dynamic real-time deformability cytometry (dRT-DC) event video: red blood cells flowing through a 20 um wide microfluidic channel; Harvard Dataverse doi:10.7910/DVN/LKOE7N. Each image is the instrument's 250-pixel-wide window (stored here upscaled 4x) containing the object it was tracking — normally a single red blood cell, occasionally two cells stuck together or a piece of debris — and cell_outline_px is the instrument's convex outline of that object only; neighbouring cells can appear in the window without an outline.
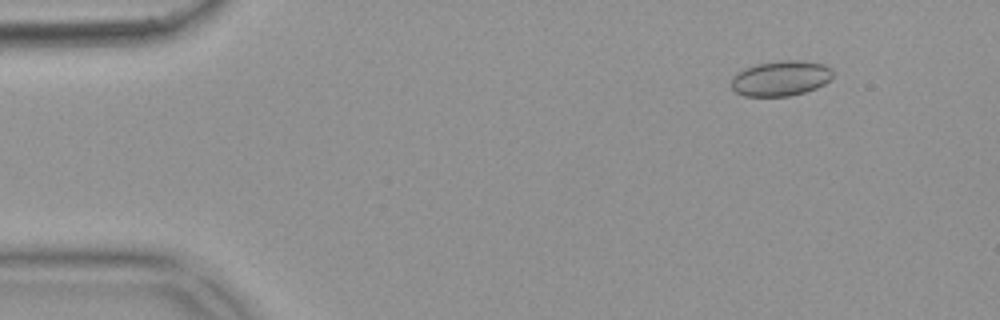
{"species": "common noctule bat (a hibernating species)", "species_latin": "Nyctalus noctula", "temperature_condition": "warm", "stored_images_in_passage": 56, "camera_frame_rate_fps": 3000, "um_per_image_px": 0.085, "animal": {"sex": "female", "body_mass_g": 18.4}, "frame": {"image": 1, "passage_image": 7, "time_ms": 2.0, "image_size_px": [1000, 320], "cell_outline_px": [[832, 76], [824, 84], [816, 88], [804, 92], [788, 96], [744, 96], [736, 92], [732, 88], [732, 76], [744, 68], [756, 64], [780, 60], [804, 60], [824, 64], [832, 68]], "centroid_in_image_um": [66.36, 6.64], "position_along_channel_um": 18.6, "area_um2": 20.92}}
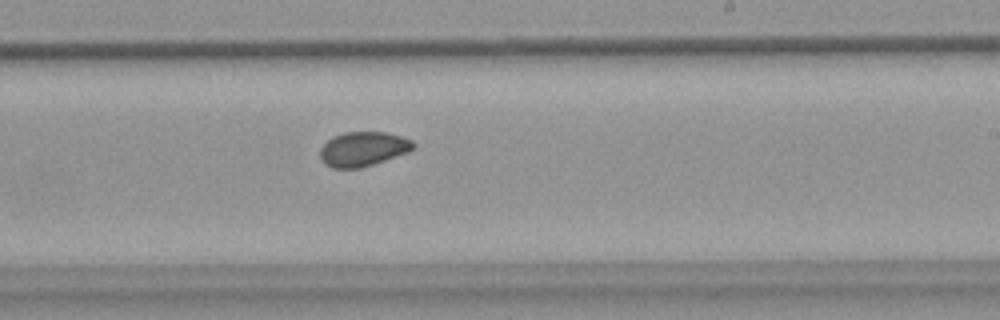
{"frame": {"image": 2, "passage_image": 34, "time_ms": 11.0, "image_size_px": [1000, 320], "cell_outline_px": [[416, 148], [408, 152], [360, 168], [332, 168], [324, 164], [320, 156], [320, 148], [332, 136], [344, 132], [384, 132], [400, 136], [412, 140], [416, 144]], "centroid_in_image_um": [30.85, 12.66], "position_along_channel_um": 258.1, "area_um2": 18.73}}
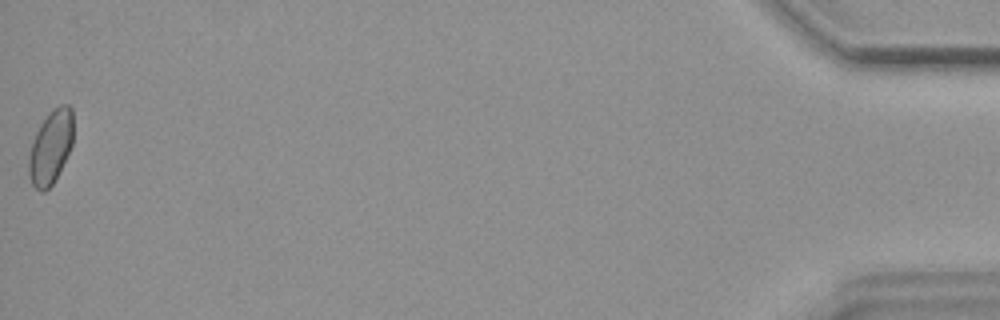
{"frame": {"image": 3, "passage_image": 56, "time_ms": 18.333, "image_size_px": [1000, 320], "cell_outline_px": [[72, 144], [52, 184], [44, 192], [40, 192], [32, 184], [28, 176], [28, 156], [36, 132], [40, 124], [52, 108], [60, 104], [68, 104], [72, 108]], "centroid_in_image_um": [4.28, 12.48], "position_along_channel_um": 430.9, "area_um2": 18.9}, "authors_computed_cell_mechanics": {"area_um2": 19.1029, "velocity_mm_per_s": 3.6784, "shape_relaxation_time_tau1_ms": 7.3345, "shape_relaxation_time_tau2_ms": 2.0813, "deformation_change_tau1": 0.0751, "deformation_change_tau2": 0.047}}